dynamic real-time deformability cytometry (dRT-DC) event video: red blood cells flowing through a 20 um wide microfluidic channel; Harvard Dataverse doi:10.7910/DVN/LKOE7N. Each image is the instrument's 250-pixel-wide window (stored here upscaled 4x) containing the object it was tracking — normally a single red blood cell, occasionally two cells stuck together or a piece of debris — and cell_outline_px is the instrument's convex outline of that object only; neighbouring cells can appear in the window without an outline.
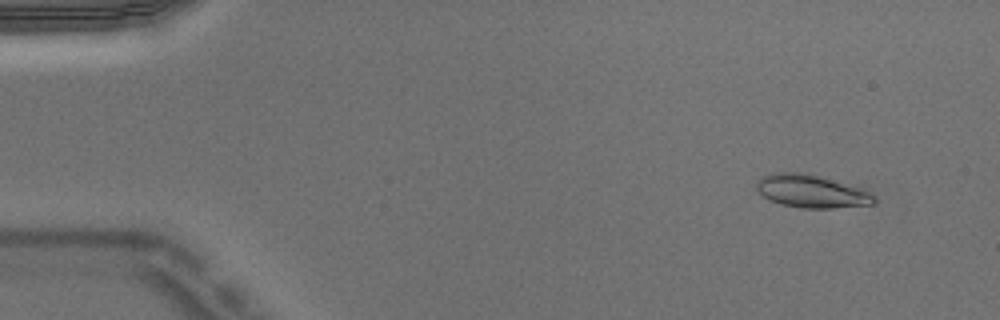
{"species": "Egyptian fruit bat (a non-hibernating species)", "species_latin": "Rousettus aegyptiacus", "temperature_condition": "warm", "stored_images_in_passage": 4, "camera_frame_rate_fps": 3000, "um_per_image_px": 0.085, "animal": {"sex": "male"}, "frame": {"image": 1, "passage_image": 1, "time_ms": 0.0, "image_size_px": [1000, 320], "cell_outline_px": [[876, 204], [832, 208], [800, 208], [780, 204], [768, 200], [756, 188], [756, 180], [764, 176], [776, 172], [800, 172], [816, 176], [860, 188], [876, 196]], "centroid_in_image_um": [68.95, 16.28], "position_along_channel_um": 16.1, "area_um2": 22.31}}